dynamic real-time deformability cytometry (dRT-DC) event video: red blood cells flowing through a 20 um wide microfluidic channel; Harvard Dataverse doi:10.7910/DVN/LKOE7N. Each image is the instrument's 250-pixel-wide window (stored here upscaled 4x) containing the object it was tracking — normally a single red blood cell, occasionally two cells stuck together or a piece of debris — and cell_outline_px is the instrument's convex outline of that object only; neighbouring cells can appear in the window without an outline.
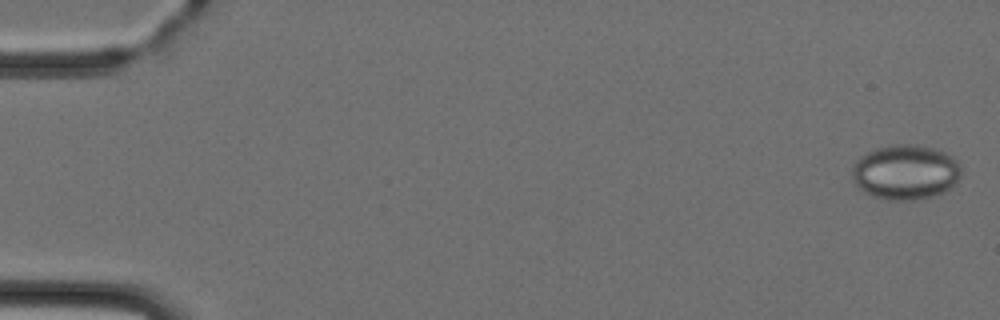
{"species": "Egyptian fruit bat (a non-hibernating species)", "species_latin": "Rousettus aegyptiacus", "temperature_condition": "cold", "stored_images_in_passage": 7, "camera_frame_rate_fps": 3000, "um_per_image_px": 0.085, "animal": {"sex": "female"}, "frame": {"image": 1, "passage_image": 1, "time_ms": 0.0, "image_size_px": [1000, 320], "cell_outline_px": [[960, 176], [944, 192], [920, 200], [888, 200], [872, 196], [864, 192], [852, 180], [852, 168], [856, 160], [860, 156], [876, 148], [892, 144], [916, 144], [936, 148], [952, 156], [956, 160], [960, 168]], "centroid_in_image_um": [76.94, 14.63], "position_along_channel_um": 8.1, "area_um2": 35.03}}
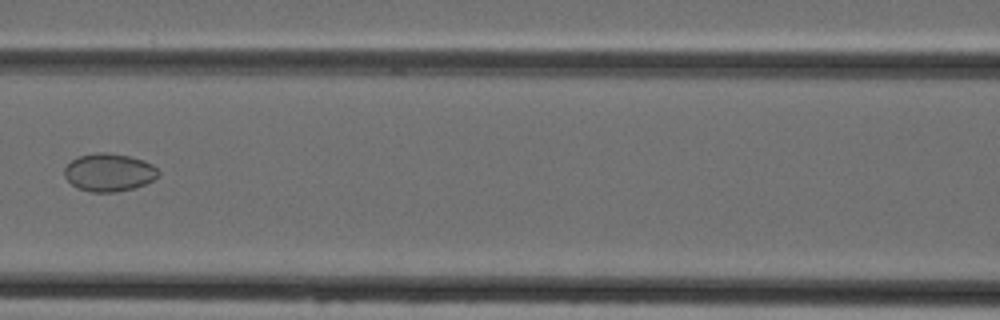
{"frame": {"image": 2, "passage_image": 7, "time_ms": 7.0, "image_size_px": [1000, 320], "cell_outline_px": [[160, 172], [152, 180], [144, 184], [132, 188], [116, 192], [92, 192], [76, 188], [64, 176], [64, 168], [72, 160], [80, 156], [96, 152], [108, 152], [128, 156], [144, 160], [152, 164]], "centroid_in_image_um": [9.24, 14.65], "position_along_channel_um": 157.4, "area_um2": 20.63}}